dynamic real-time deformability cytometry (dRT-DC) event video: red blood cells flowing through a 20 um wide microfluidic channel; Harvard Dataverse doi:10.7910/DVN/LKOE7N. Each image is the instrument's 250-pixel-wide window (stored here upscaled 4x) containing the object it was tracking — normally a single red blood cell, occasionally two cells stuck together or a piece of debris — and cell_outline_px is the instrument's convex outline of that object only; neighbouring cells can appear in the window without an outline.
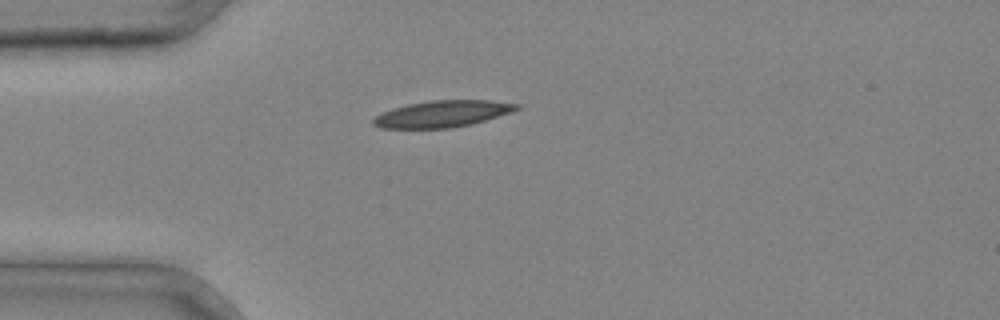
{"species": "common noctule bat (a hibernating species)", "species_latin": "Nyctalus noctula", "temperature_condition": "cold", "stored_images_in_passage": 1, "camera_frame_rate_fps": 3000, "um_per_image_px": 0.085, "animal": {"sex": "male", "body_mass_g": 20.4}, "frame": {"image": 1, "passage_image": 1, "time_ms": 0.0, "image_size_px": [1000, 320], "cell_outline_px": [[520, 108], [512, 112], [472, 124], [452, 128], [380, 128], [372, 124], [372, 120], [376, 116], [392, 108], [408, 104], [432, 100], [492, 100], [520, 104]], "centroid_in_image_um": [37.63, 9.67], "position_along_channel_um": 47.4, "area_um2": 22.25}}